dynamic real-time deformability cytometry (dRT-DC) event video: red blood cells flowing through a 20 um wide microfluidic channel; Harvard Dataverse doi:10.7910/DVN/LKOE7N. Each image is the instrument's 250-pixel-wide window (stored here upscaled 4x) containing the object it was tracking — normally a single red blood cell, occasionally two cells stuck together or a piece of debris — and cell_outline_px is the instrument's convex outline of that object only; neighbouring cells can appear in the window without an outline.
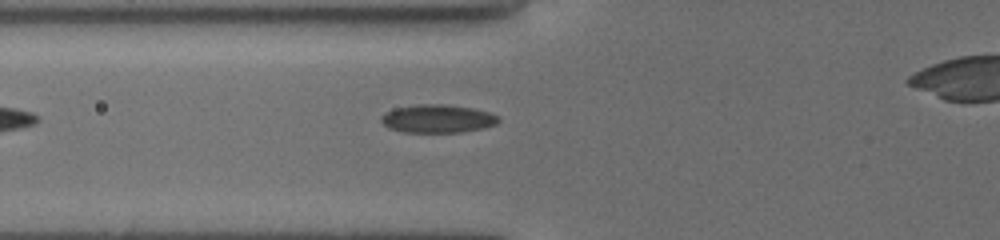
{"species": "common noctule bat (a hibernating species)", "species_latin": "Nyctalus noctula", "temperature_condition": "cold", "stored_images_in_passage": 31, "camera_frame_rate_fps": 3000, "um_per_image_px": 0.085, "animal": {"sex": "female", "body_mass_g": 19.5, "forearm_length_mm": 54.1}, "frame": {"image": 1, "passage_image": 2, "time_ms": 0.333, "image_size_px": [1000, 240], "cell_outline_px": [[500, 120], [496, 124], [484, 128], [460, 132], [404, 132], [388, 128], [380, 120], [380, 116], [384, 112], [396, 108], [416, 104], [444, 104], [472, 108], [488, 112], [500, 116]], "centroid_in_image_um": [37.18, 10.08], "position_along_channel_um": 88.6, "area_um2": 19.36}}
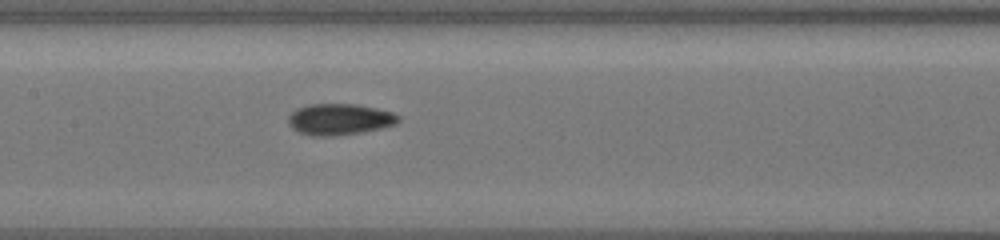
{"frame": {"image": 2, "passage_image": 9, "time_ms": 2.667, "image_size_px": [1000, 240], "cell_outline_px": [[400, 120], [392, 124], [380, 128], [332, 136], [312, 136], [300, 132], [292, 128], [288, 124], [288, 116], [296, 108], [308, 104], [356, 104], [376, 108], [392, 112], [400, 116]], "centroid_in_image_um": [28.81, 10.12], "position_along_channel_um": 178.6, "area_um2": 19.83}}
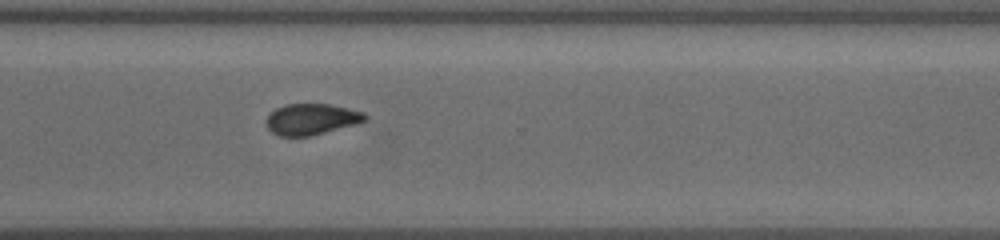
{"frame": {"image": 3, "passage_image": 22, "time_ms": 7.0, "image_size_px": [1000, 240], "cell_outline_px": [[368, 120], [356, 124], [308, 136], [280, 136], [272, 132], [268, 128], [268, 116], [276, 108], [284, 104], [332, 104], [364, 112], [368, 116]], "centroid_in_image_um": [26.52, 10.12], "position_along_channel_um": 344.1, "area_um2": 17.74}}